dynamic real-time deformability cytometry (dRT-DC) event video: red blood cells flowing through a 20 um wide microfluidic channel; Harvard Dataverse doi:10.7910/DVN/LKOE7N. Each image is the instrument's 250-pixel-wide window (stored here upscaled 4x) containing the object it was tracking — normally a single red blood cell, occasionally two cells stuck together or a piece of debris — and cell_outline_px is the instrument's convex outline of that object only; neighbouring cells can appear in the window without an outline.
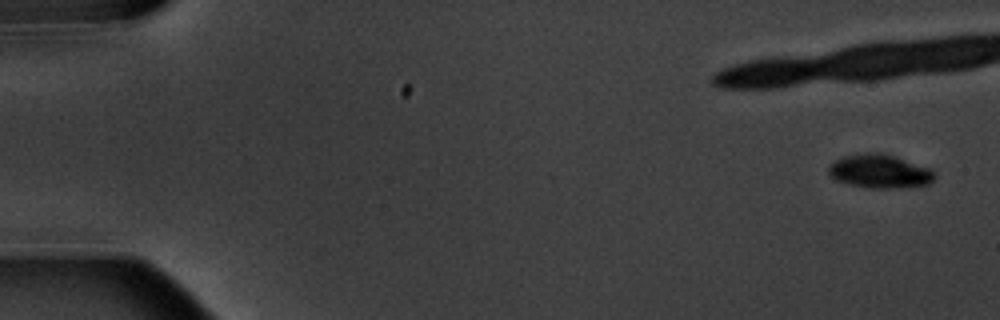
{"species": "common noctule bat (a hibernating species)", "species_latin": "Nyctalus noctula", "temperature_condition": "warm", "stored_images_in_passage": 8, "camera_frame_rate_fps": 3000, "um_per_image_px": 0.085, "animal": {"sex": "male", "body_mass_g": 20.1, "forearm_length_mm": 53.5}, "frame": {"image": 1, "passage_image": 1, "time_ms": 0.0, "image_size_px": [1000, 320], "cell_outline_px": [[936, 176], [928, 184], [892, 188], [872, 188], [852, 184], [836, 180], [828, 172], [828, 168], [836, 160], [844, 156], [868, 152], [880, 152], [896, 156], [928, 168], [936, 172]], "centroid_in_image_um": [74.79, 14.54], "position_along_channel_um": 10.2, "area_um2": 20.46}}